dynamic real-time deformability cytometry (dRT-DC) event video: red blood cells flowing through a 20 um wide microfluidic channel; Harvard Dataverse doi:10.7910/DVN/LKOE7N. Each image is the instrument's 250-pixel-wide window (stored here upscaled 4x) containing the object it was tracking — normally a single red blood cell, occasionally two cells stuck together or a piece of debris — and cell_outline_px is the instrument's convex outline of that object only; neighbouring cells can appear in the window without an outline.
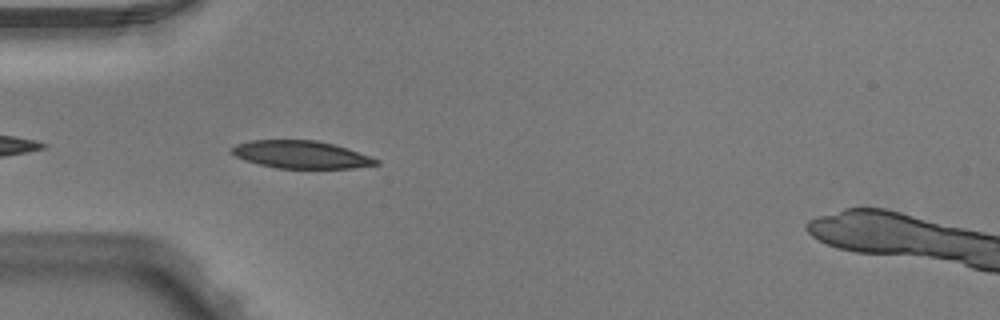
{"species": "Egyptian fruit bat (a non-hibernating species)", "species_latin": "Rousettus aegyptiacus", "temperature_condition": "warm", "stored_images_in_passage": 2, "camera_frame_rate_fps": 3000, "um_per_image_px": 0.085, "animal": {"sex": "male"}, "frame": {"image": 1, "passage_image": 2, "time_ms": 0.333, "image_size_px": [1000, 320], "cell_outline_px": [[380, 164], [352, 168], [276, 168], [244, 160], [236, 156], [232, 152], [232, 148], [236, 144], [252, 140], [316, 140], [332, 144], [380, 160]], "centroid_in_image_um": [25.57, 13.14], "position_along_channel_um": 59.4, "area_um2": 22.83}}